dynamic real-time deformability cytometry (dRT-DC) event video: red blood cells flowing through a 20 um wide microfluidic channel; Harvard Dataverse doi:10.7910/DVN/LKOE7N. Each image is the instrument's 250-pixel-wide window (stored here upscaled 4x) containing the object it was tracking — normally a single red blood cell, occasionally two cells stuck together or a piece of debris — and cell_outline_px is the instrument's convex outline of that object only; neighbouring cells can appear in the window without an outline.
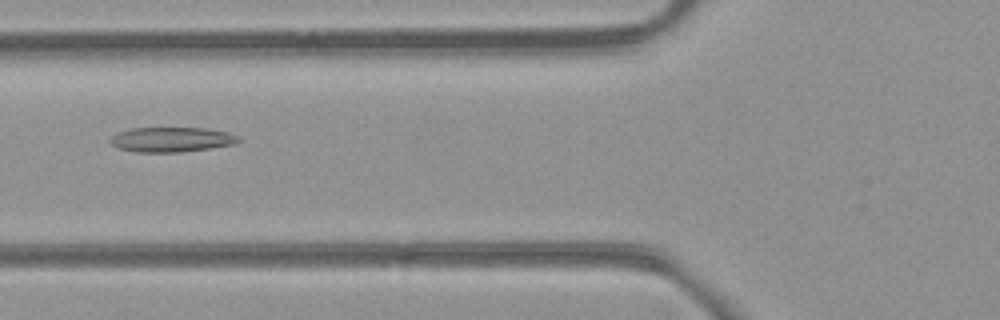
{"species": "common noctule bat (a hibernating species)", "species_latin": "Nyctalus noctula", "temperature_condition": "room temperature", "stored_images_in_passage": 5, "camera_frame_rate_fps": 3000, "um_per_image_px": 0.085, "animal": {"sex": "female", "body_mass_g": 21.9}, "frame": {"image": 1, "passage_image": 3, "time_ms": 2.333, "image_size_px": [1000, 320], "cell_outline_px": [[240, 140], [236, 144], [180, 152], [136, 152], [120, 148], [112, 144], [108, 140], [112, 136], [120, 132], [132, 128], [204, 128], [228, 132], [240, 136]], "centroid_in_image_um": [14.61, 11.86], "position_along_channel_um": 111.2, "area_um2": 18.44}}
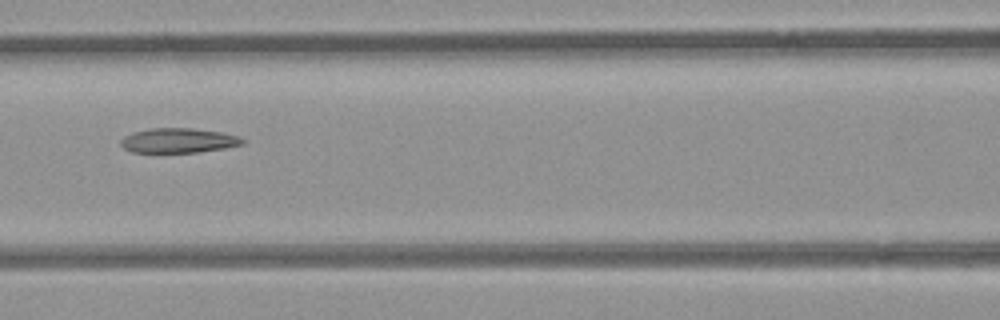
{"frame": {"image": 2, "passage_image": 4, "time_ms": 3.333, "image_size_px": [1000, 320], "cell_outline_px": [[244, 144], [224, 148], [200, 152], [132, 152], [124, 148], [120, 144], [120, 140], [124, 136], [132, 132], [152, 128], [192, 128], [220, 132], [240, 136], [244, 140]], "centroid_in_image_um": [15.16, 11.94], "position_along_channel_um": 151.4, "area_um2": 17.51}}
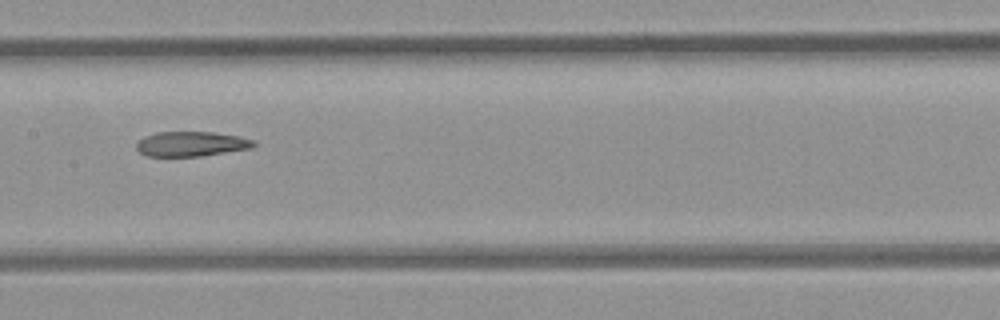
{"frame": {"image": 3, "passage_image": 5, "time_ms": 4.333, "image_size_px": [1000, 320], "cell_outline_px": [[256, 144], [252, 148], [200, 156], [144, 156], [136, 148], [136, 140], [144, 136], [156, 132], [212, 132], [240, 136], [256, 140]], "centroid_in_image_um": [16.24, 12.23], "position_along_channel_um": 191.2, "area_um2": 17.17}}